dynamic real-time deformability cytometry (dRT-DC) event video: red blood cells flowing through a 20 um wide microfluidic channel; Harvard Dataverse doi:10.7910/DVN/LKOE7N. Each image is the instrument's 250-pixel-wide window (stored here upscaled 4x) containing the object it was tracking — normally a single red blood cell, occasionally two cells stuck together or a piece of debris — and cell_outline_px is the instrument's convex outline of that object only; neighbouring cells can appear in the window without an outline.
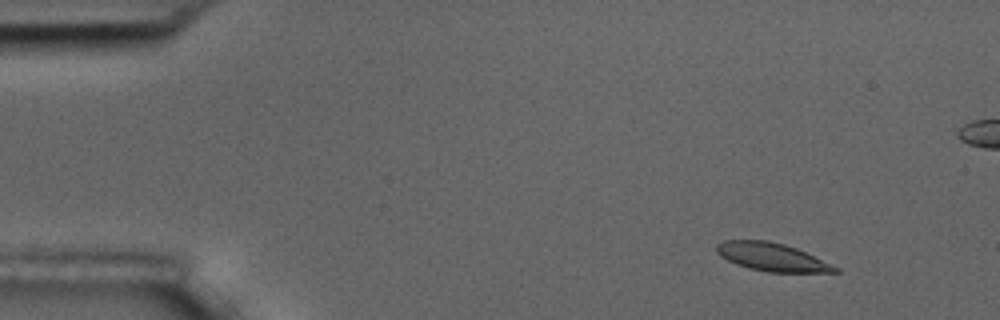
{"species": "common noctule bat (a hibernating species)", "species_latin": "Nyctalus noctula", "temperature_condition": "room temperature", "stored_images_in_passage": 11, "camera_frame_rate_fps": 3000, "um_per_image_px": 0.085, "animal": {"sex": "male", "body_mass_g": 17.5, "forearm_length_mm": 52.3}, "frame": {"image": 1, "passage_image": 2, "time_ms": 1.333, "image_size_px": [1000, 320], "cell_outline_px": [[840, 272], [768, 272], [748, 268], [736, 264], [720, 256], [716, 252], [716, 244], [724, 240], [768, 240], [784, 244], [796, 248], [840, 268]], "centroid_in_image_um": [65.58, 21.84], "position_along_channel_um": 19.4, "area_um2": 19.36}}
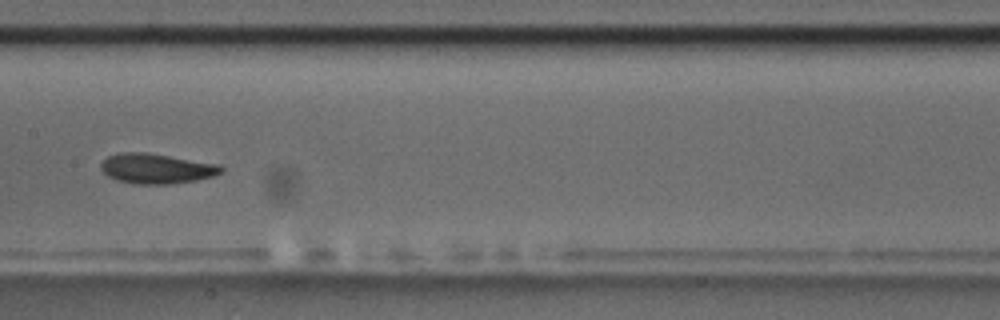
{"frame": {"image": 2, "passage_image": 8, "time_ms": 9.0, "image_size_px": [1000, 320], "cell_outline_px": [[224, 172], [216, 176], [196, 180], [168, 184], [132, 184], [116, 180], [108, 176], [100, 168], [100, 164], [108, 156], [120, 152], [144, 152], [220, 164], [224, 168]], "centroid_in_image_um": [13.32, 14.33], "position_along_channel_um": 194.1, "area_um2": 21.21}}
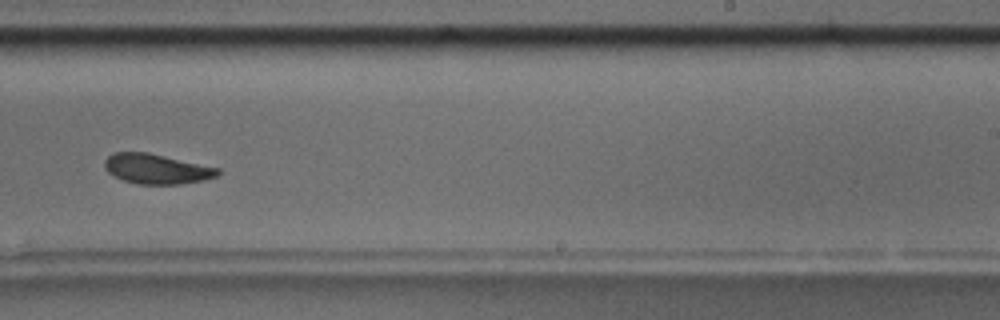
{"frame": {"image": 3, "passage_image": 10, "time_ms": 11.333, "image_size_px": [1000, 320], "cell_outline_px": [[220, 172], [216, 176], [204, 180], [180, 184], [136, 184], [124, 180], [108, 172], [104, 168], [104, 160], [112, 152], [148, 152], [220, 168]], "centroid_in_image_um": [13.3, 14.35], "position_along_channel_um": 275.7, "area_um2": 19.77}}